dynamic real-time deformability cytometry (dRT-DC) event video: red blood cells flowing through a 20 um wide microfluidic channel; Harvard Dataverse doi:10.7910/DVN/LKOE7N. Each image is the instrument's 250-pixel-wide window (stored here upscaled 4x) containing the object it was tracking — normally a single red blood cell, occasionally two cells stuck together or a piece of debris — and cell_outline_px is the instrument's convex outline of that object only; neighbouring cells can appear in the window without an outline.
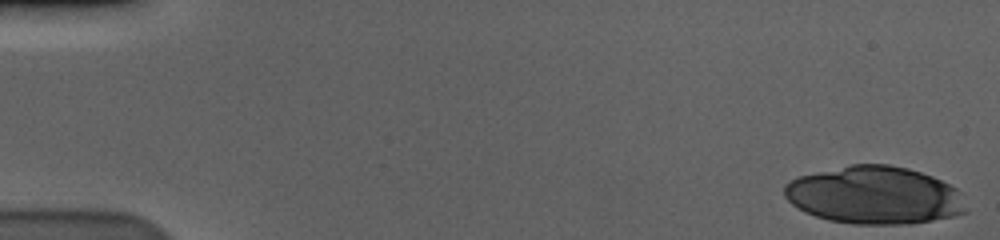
{"species": "human", "species_latin": "Homo sapiens", "temperature_condition": "cold", "stored_images_in_passage": 57, "camera_frame_rate_fps": 3000, "um_per_image_px": 0.085, "donor": {"sex": "male"}, "frame": {"image": 1, "passage_image": 1, "time_ms": 0.0, "image_size_px": [1000, 240], "cell_outline_px": [[968, 212], [956, 216], [908, 224], [852, 224], [828, 220], [804, 212], [792, 204], [784, 196], [784, 184], [800, 176], [852, 164], [888, 164], [908, 168], [932, 176], [956, 188], [960, 192]], "centroid_in_image_um": [74.34, 16.61], "position_along_channel_um": 10.7, "area_um2": 61.15}}